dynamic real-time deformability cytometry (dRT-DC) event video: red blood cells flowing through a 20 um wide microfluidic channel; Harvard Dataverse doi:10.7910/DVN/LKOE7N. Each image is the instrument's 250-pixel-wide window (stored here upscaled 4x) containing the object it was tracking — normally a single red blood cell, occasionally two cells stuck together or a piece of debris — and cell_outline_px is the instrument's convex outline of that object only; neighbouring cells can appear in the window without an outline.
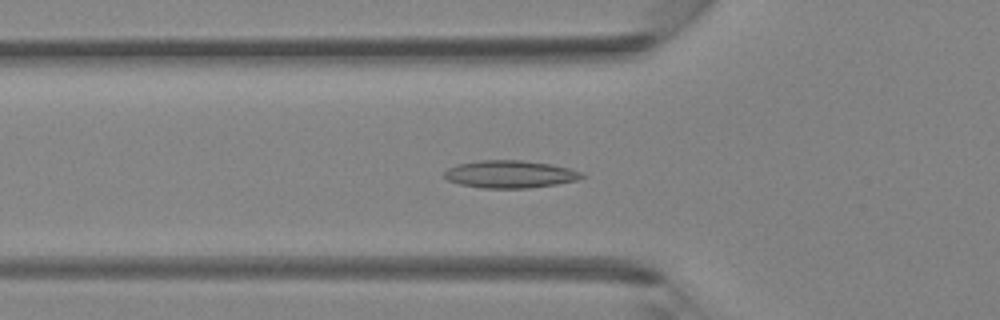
{"species": "Egyptian fruit bat (a non-hibernating species)", "species_latin": "Rousettus aegyptiacus", "temperature_condition": "room temperature", "stored_images_in_passage": 42, "camera_frame_rate_fps": 3000, "um_per_image_px": 0.085, "animal": {"sex": "female"}, "frame": {"image": 1, "passage_image": 14, "time_ms": 4.333, "image_size_px": [1000, 320], "cell_outline_px": [[588, 176], [576, 180], [556, 184], [528, 188], [480, 188], [460, 184], [448, 180], [444, 176], [444, 172], [448, 168], [456, 164], [480, 160], [520, 160], [552, 164], [568, 168], [580, 172]], "centroid_in_image_um": [43.34, 14.8], "position_along_channel_um": 82.5, "area_um2": 22.08}}
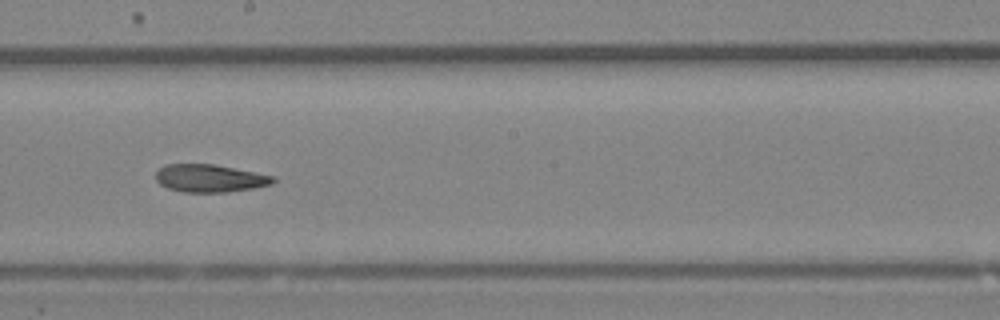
{"frame": {"image": 2, "passage_image": 23, "time_ms": 7.333, "image_size_px": [1000, 320], "cell_outline_px": [[276, 180], [272, 184], [252, 188], [228, 192], [184, 192], [168, 188], [160, 184], [156, 180], [156, 172], [160, 168], [168, 164], [216, 164], [276, 176]], "centroid_in_image_um": [17.87, 15.15], "position_along_channel_um": 230.3, "area_um2": 19.02}}
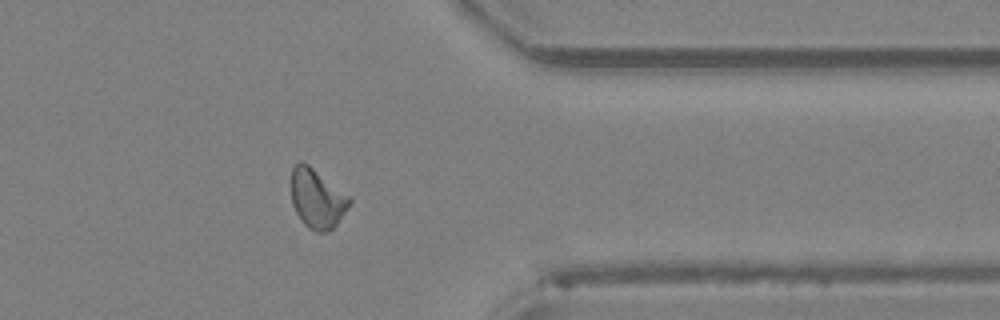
{"frame": {"image": 3, "passage_image": 33, "time_ms": 10.667, "image_size_px": [1000, 320], "cell_outline_px": [[352, 200], [336, 224], [328, 232], [316, 232], [308, 228], [300, 220], [292, 204], [292, 168], [300, 160], [308, 164], [348, 196]], "centroid_in_image_um": [26.92, 16.9], "position_along_channel_um": 384.5, "area_um2": 19.71}}